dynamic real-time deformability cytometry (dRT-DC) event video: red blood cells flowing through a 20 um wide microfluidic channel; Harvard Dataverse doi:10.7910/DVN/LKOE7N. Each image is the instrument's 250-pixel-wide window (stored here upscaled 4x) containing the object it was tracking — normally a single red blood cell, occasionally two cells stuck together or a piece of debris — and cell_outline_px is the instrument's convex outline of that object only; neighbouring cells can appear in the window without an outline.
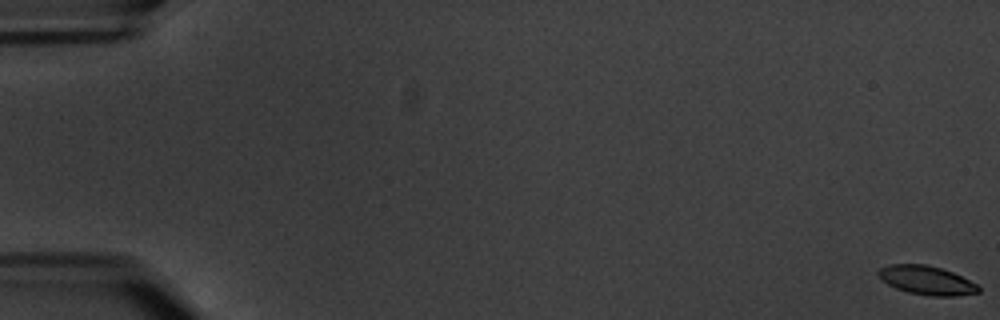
{"species": "common noctule bat (a hibernating species)", "species_latin": "Nyctalus noctula", "temperature_condition": "warm", "stored_images_in_passage": 5, "segment_of_instrument_passage": [2, 2], "camera_frame_rate_fps": 3000, "um_per_image_px": 0.085, "animal": {"sex": "male", "body_mass_g": 20.1, "forearm_length_mm": 53.5}, "frame": {"image": 1, "passage_image": 5, "time_ms": 5.667, "image_size_px": [1000, 320], "cell_outline_px": [[980, 292], [952, 296], [932, 296], [908, 292], [896, 288], [880, 280], [876, 272], [880, 268], [888, 264], [924, 264], [940, 268], [952, 272], [976, 284], [980, 288]], "centroid_in_image_um": [78.71, 23.82], "position_along_channel_um": 6.3, "area_um2": 16.7}}